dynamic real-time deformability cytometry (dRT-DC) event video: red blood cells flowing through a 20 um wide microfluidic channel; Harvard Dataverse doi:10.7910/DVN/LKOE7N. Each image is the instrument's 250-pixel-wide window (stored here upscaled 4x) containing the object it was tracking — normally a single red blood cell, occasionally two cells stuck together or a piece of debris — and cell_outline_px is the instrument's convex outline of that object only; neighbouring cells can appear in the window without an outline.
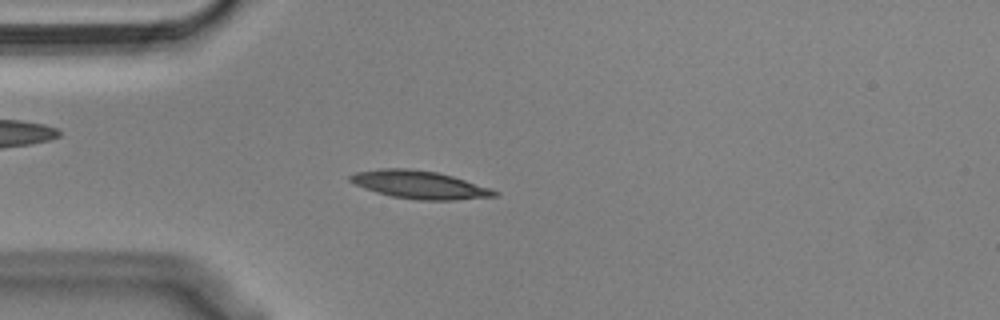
{"species": "Egyptian fruit bat (a non-hibernating species)", "species_latin": "Rousettus aegyptiacus", "temperature_condition": "cold", "stored_images_in_passage": 55, "camera_frame_rate_fps": 3000, "um_per_image_px": 0.085, "animal": {"sex": "male"}, "frame": {"image": 1, "passage_image": 14, "time_ms": 4.333, "image_size_px": [1000, 320], "cell_outline_px": [[500, 196], [456, 200], [416, 200], [392, 196], [376, 192], [364, 188], [348, 180], [348, 176], [356, 172], [380, 168], [408, 168], [436, 172], [452, 176], [492, 188], [500, 192]], "centroid_in_image_um": [35.7, 15.71], "position_along_channel_um": 49.3, "area_um2": 23.64}}
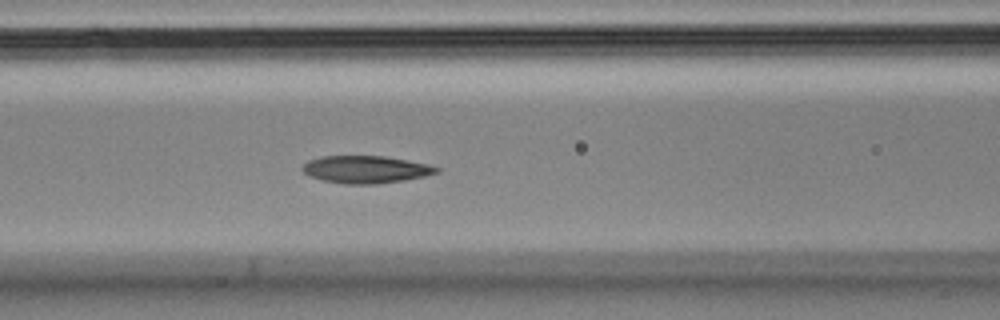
{"frame": {"image": 2, "passage_image": 22, "time_ms": 7.0, "image_size_px": [1000, 320], "cell_outline_px": [[440, 172], [424, 176], [404, 180], [376, 184], [344, 184], [324, 180], [308, 176], [300, 168], [308, 160], [320, 156], [384, 156], [408, 160], [428, 164], [440, 168]], "centroid_in_image_um": [31.08, 14.4], "position_along_channel_um": 135.5, "area_um2": 21.5}}
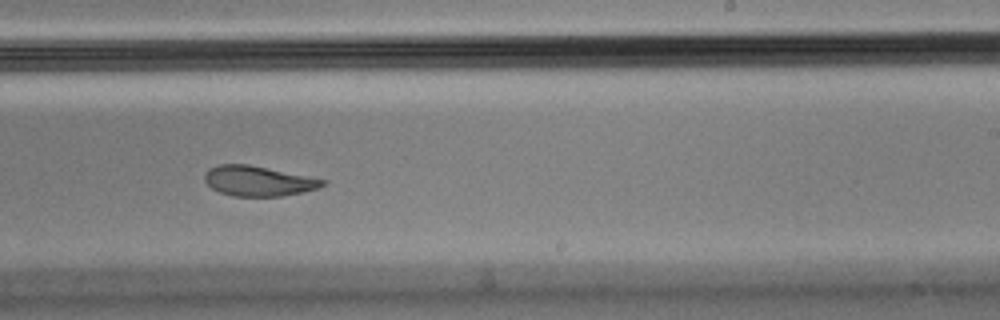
{"frame": {"image": 3, "passage_image": 33, "time_ms": 10.667, "image_size_px": [1000, 320], "cell_outline_px": [[328, 180], [320, 188], [304, 192], [284, 196], [232, 196], [220, 192], [212, 188], [204, 180], [204, 176], [208, 168], [220, 164], [248, 164]], "centroid_in_image_um": [21.97, 15.39], "position_along_channel_um": 267.0, "area_um2": 20.75}, "authors_computed_cell_mechanics": {"area_um2": 21.964, "velocity_mm_per_s": 3.5925, "shape_relaxation_time_tau1_ms": null, "shape_relaxation_time_tau2_ms": 2.6716, "deformation_change_tau1": null, "deformation_change_tau2": 0.0701}}